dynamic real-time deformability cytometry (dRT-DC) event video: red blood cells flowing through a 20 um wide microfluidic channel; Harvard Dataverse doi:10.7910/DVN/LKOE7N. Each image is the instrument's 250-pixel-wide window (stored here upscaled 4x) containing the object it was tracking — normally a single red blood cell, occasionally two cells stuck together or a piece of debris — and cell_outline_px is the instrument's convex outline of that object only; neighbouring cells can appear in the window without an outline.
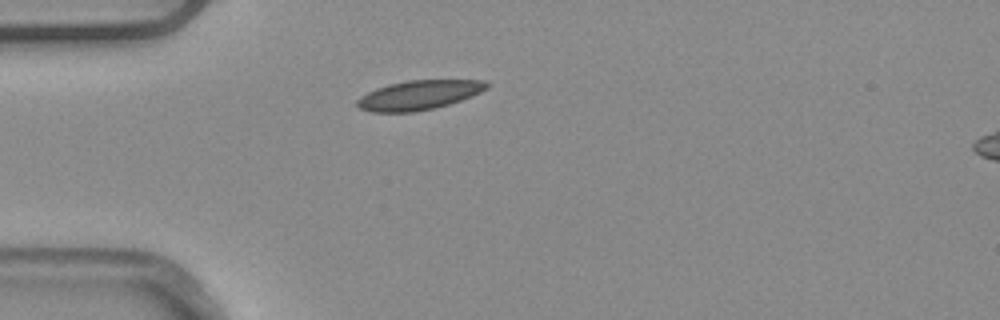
{"species": "common noctule bat (a hibernating species)", "species_latin": "Nyctalus noctula", "temperature_condition": "warm", "stored_images_in_passage": 1, "camera_frame_rate_fps": 3000, "um_per_image_px": 0.085, "animal": {"sex": "male", "body_mass_g": 20.4}, "frame": {"image": 1, "passage_image": 1, "time_ms": 0.0, "image_size_px": [1000, 320], "cell_outline_px": [[492, 84], [488, 88], [472, 96], [448, 104], [432, 108], [412, 112], [372, 112], [360, 108], [356, 104], [356, 100], [360, 96], [376, 88], [388, 84], [408, 80], [484, 80]], "centroid_in_image_um": [35.61, 8.07], "position_along_channel_um": 49.4, "area_um2": 22.14}}